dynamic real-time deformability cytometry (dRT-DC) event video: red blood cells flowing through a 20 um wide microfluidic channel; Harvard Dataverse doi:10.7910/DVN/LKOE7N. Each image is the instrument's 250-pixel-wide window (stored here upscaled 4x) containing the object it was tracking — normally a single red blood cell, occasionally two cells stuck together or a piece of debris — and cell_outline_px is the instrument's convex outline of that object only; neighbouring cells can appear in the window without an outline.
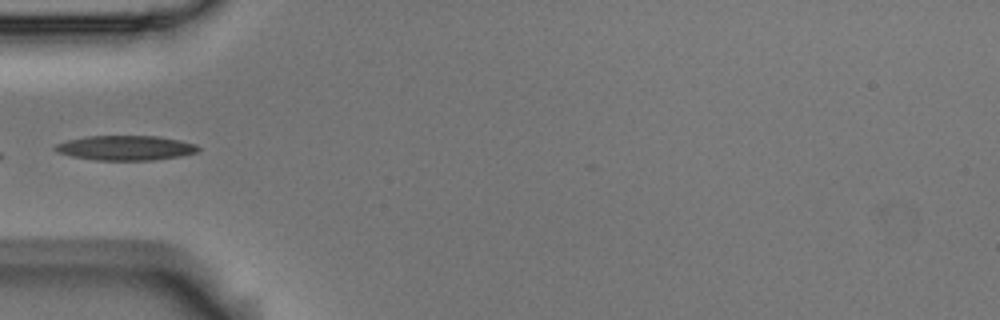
{"species": "Egyptian fruit bat (a non-hibernating species)", "species_latin": "Rousettus aegyptiacus", "temperature_condition": "room temperature", "stored_images_in_passage": 5, "camera_frame_rate_fps": 3000, "um_per_image_px": 0.085, "animal": {"sex": "male"}, "frame": {"image": 1, "passage_image": 5, "time_ms": 1.333, "image_size_px": [1000, 320], "cell_outline_px": [[200, 152], [180, 156], [152, 160], [96, 160], [72, 156], [56, 152], [52, 148], [56, 144], [68, 140], [88, 136], [160, 136], [180, 140], [196, 144], [200, 148]], "centroid_in_image_um": [10.7, 12.57], "position_along_channel_um": 74.3, "area_um2": 20.69}}